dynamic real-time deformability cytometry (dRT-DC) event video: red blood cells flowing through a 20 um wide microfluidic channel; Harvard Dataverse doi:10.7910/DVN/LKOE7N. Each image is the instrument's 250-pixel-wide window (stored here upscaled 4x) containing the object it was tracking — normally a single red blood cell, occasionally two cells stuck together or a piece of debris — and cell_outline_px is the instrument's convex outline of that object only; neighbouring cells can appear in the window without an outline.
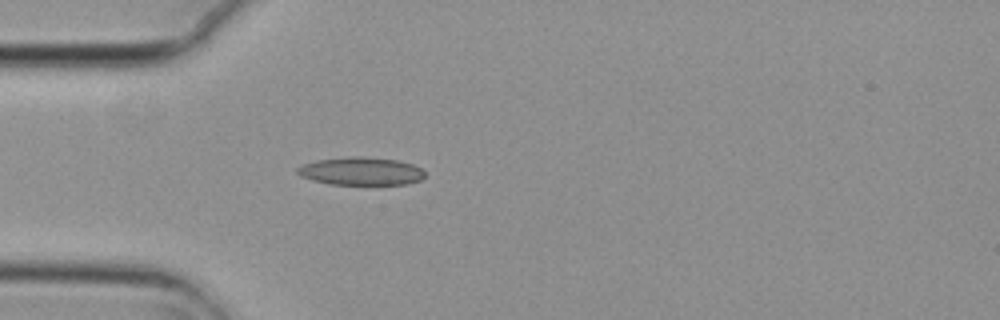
{"species": "common noctule bat (a hibernating species)", "species_latin": "Nyctalus noctula", "temperature_condition": "cold", "stored_images_in_passage": 3, "camera_frame_rate_fps": 3000, "um_per_image_px": 0.085, "animal": {"sex": "female", "body_mass_g": 29.2, "forearm_length_mm": 56.3}, "frame": {"image": 1, "passage_image": 3, "time_ms": 0.667, "image_size_px": [1000, 320], "cell_outline_px": [[424, 176], [420, 180], [408, 184], [328, 184], [312, 180], [300, 176], [296, 172], [296, 168], [300, 164], [316, 160], [352, 156], [360, 156], [400, 160], [412, 164], [420, 168], [424, 172]], "centroid_in_image_um": [30.64, 14.54], "position_along_channel_um": 54.4, "area_um2": 20.92}}